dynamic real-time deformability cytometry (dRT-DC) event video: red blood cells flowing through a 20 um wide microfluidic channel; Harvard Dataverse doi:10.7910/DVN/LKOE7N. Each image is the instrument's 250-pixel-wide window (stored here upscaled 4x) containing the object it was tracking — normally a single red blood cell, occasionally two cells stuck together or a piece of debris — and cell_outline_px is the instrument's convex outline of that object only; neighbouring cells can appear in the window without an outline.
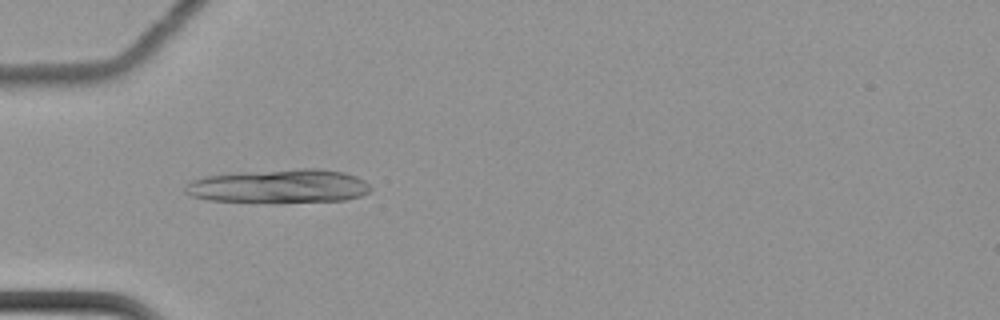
{"species": "common noctule bat (a hibernating species)", "species_latin": "Nyctalus noctula", "temperature_condition": "cold", "stored_images_in_passage": 61, "camera_frame_rate_fps": 3000, "um_per_image_px": 0.085, "animal": {"sex": "female", "body_mass_g": 22.7, "forearm_length_mm": 54.2}, "frame": {"image": 1, "passage_image": 21, "time_ms": 6.667, "image_size_px": [1000, 320], "cell_outline_px": [[372, 188], [368, 192], [360, 196], [344, 200], [276, 204], [272, 204], [208, 200], [188, 196], [184, 192], [184, 188], [192, 180], [204, 176], [240, 172], [296, 168], [320, 168], [344, 172], [356, 176], [364, 180]], "centroid_in_image_um": [23.7, 15.85], "position_along_channel_um": 61.3, "area_um2": 37.63}}
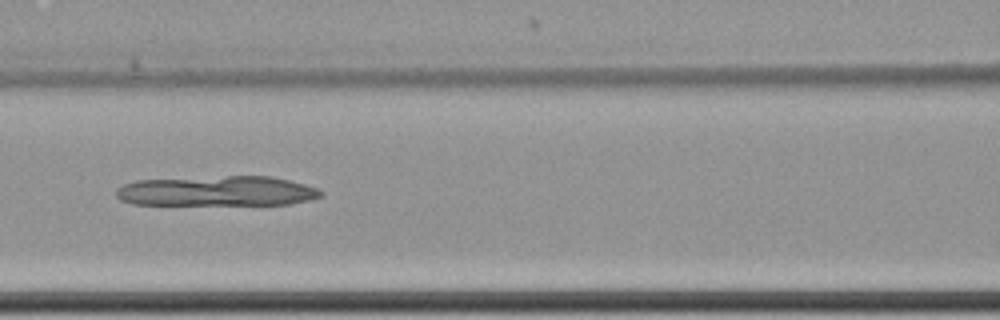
{"frame": {"image": 2, "passage_image": 29, "time_ms": 9.333, "image_size_px": [1000, 320], "cell_outline_px": [[324, 196], [308, 200], [288, 204], [132, 204], [120, 200], [116, 196], [116, 188], [124, 184], [136, 180], [228, 176], [272, 176], [304, 184], [316, 188], [324, 192]], "centroid_in_image_um": [18.44, 16.24], "position_along_channel_um": 148.2, "area_um2": 35.72}}
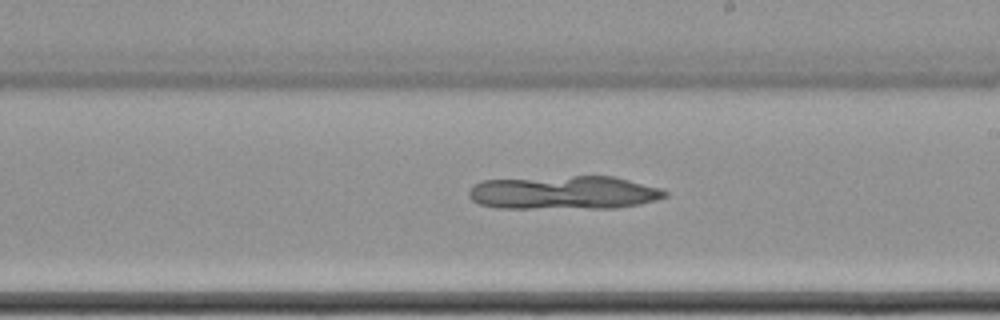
{"frame": {"image": 3, "passage_image": 37, "time_ms": 12.0, "image_size_px": [1000, 320], "cell_outline_px": [[668, 196], [656, 200], [640, 204], [616, 208], [496, 208], [480, 204], [472, 200], [468, 196], [468, 192], [472, 184], [480, 180], [572, 176], [612, 176], [660, 188], [668, 192]], "centroid_in_image_um": [47.9, 16.38], "position_along_channel_um": 241.1, "area_um2": 38.55}}